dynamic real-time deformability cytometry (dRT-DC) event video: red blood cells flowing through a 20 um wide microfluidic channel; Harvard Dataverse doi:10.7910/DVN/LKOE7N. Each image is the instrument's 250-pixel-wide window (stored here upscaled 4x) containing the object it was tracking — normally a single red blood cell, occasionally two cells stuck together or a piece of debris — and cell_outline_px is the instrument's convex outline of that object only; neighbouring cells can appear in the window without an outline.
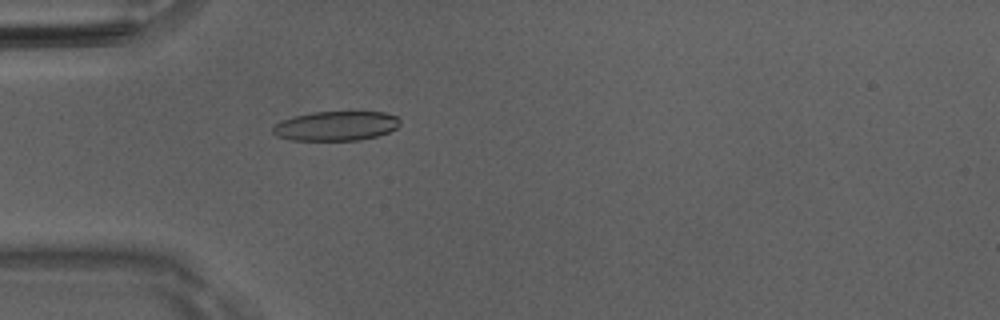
{"species": "Egyptian fruit bat (a non-hibernating species)", "species_latin": "Rousettus aegyptiacus", "temperature_condition": "room temperature", "stored_images_in_passage": 40, "camera_frame_rate_fps": 3000, "um_per_image_px": 0.085, "animal": {"sex": "male"}, "frame": {"image": 1, "passage_image": 5, "time_ms": 1.333, "image_size_px": [1000, 320], "cell_outline_px": [[400, 124], [396, 128], [388, 132], [376, 136], [356, 140], [292, 140], [276, 136], [272, 132], [272, 128], [280, 120], [312, 112], [384, 112], [396, 116], [400, 120]], "centroid_in_image_um": [28.54, 10.7], "position_along_channel_um": 56.5, "area_um2": 21.73}}
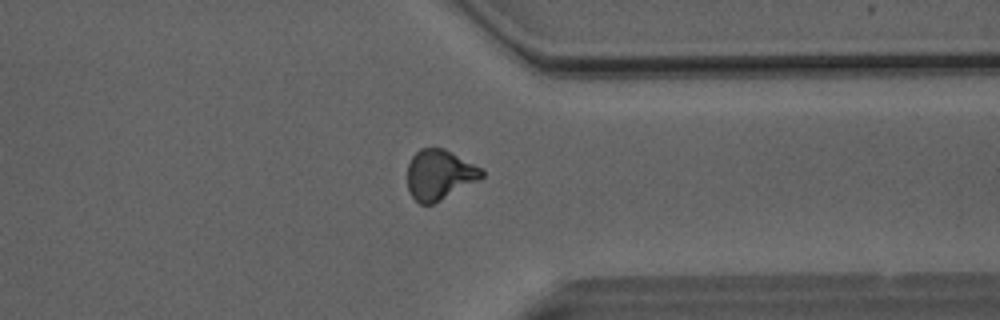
{"frame": {"image": 2, "passage_image": 29, "time_ms": 9.333, "image_size_px": [1000, 320], "cell_outline_px": [[484, 176], [480, 180], [432, 204], [420, 204], [408, 192], [408, 164], [412, 156], [420, 148], [444, 148], [484, 168]], "centroid_in_image_um": [37.38, 14.84], "position_along_channel_um": 374.0, "area_um2": 21.85}}
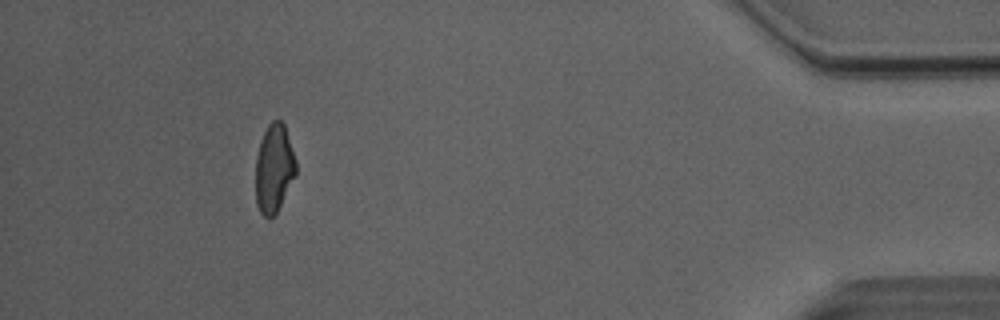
{"frame": {"image": 3, "passage_image": 36, "time_ms": 11.667, "image_size_px": [1000, 320], "cell_outline_px": [[296, 176], [276, 212], [272, 216], [264, 216], [260, 212], [256, 204], [256, 156], [260, 140], [268, 124], [272, 120], [280, 120], [284, 124], [296, 160]], "centroid_in_image_um": [23.29, 14.29], "position_along_channel_um": 411.9, "area_um2": 20.69}, "authors_computed_cell_mechanics": {"area_um2": 21.7039, "velocity_mm_per_s": 4.0904, "shape_relaxation_time_tau1_ms": null, "shape_relaxation_time_tau2_ms": 2.4223, "deformation_change_tau1": null, "deformation_change_tau2": 0.0968}}